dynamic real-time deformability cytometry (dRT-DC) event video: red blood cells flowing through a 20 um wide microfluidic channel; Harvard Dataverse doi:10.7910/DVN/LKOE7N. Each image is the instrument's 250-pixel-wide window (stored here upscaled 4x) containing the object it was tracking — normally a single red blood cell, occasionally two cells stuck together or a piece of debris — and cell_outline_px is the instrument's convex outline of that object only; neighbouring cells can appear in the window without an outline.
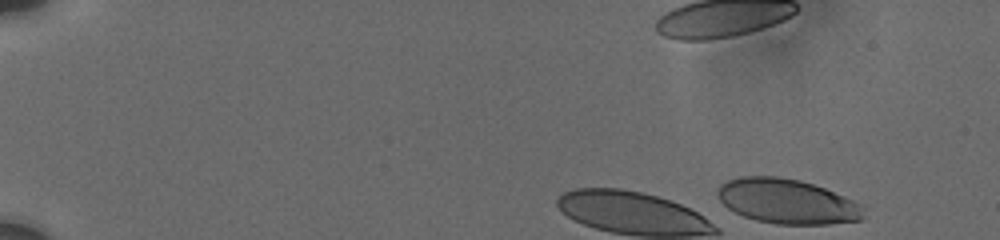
{"species": "human", "species_latin": "Homo sapiens", "temperature_condition": "cold", "stored_images_in_passage": 10, "camera_frame_rate_fps": 3000, "um_per_image_px": 0.085, "donor": {"sex": "male"}, "frame": {"image": 1, "passage_image": 1, "time_ms": 0.0, "image_size_px": [1000, 240], "cell_outline_px": [[864, 216], [860, 220], [828, 224], [776, 224], [756, 220], [744, 216], [728, 208], [720, 200], [716, 192], [720, 184], [728, 180], [740, 176], [776, 176], [800, 180], [824, 188], [844, 196], [860, 204], [864, 208]], "centroid_in_image_um": [66.89, 17.11], "position_along_channel_um": 18.1, "area_um2": 37.97}}